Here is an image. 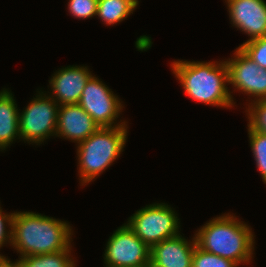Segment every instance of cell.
Instances as JSON below:
<instances>
[{
  "instance_id": "1",
  "label": "cell",
  "mask_w": 266,
  "mask_h": 267,
  "mask_svg": "<svg viewBox=\"0 0 266 267\" xmlns=\"http://www.w3.org/2000/svg\"><path fill=\"white\" fill-rule=\"evenodd\" d=\"M11 230V246L20 258L59 252L73 241L69 222L32 211L14 212Z\"/></svg>"
},
{
  "instance_id": "2",
  "label": "cell",
  "mask_w": 266,
  "mask_h": 267,
  "mask_svg": "<svg viewBox=\"0 0 266 267\" xmlns=\"http://www.w3.org/2000/svg\"><path fill=\"white\" fill-rule=\"evenodd\" d=\"M171 70L189 98L205 105L231 108L235 104L228 87L226 61H182L171 63Z\"/></svg>"
},
{
  "instance_id": "3",
  "label": "cell",
  "mask_w": 266,
  "mask_h": 267,
  "mask_svg": "<svg viewBox=\"0 0 266 267\" xmlns=\"http://www.w3.org/2000/svg\"><path fill=\"white\" fill-rule=\"evenodd\" d=\"M194 236L200 249L237 265L249 264L253 258L255 236L252 228L233 214L225 213L209 220Z\"/></svg>"
},
{
  "instance_id": "4",
  "label": "cell",
  "mask_w": 266,
  "mask_h": 267,
  "mask_svg": "<svg viewBox=\"0 0 266 267\" xmlns=\"http://www.w3.org/2000/svg\"><path fill=\"white\" fill-rule=\"evenodd\" d=\"M127 129L128 126L99 127L87 139L76 144L81 186L94 181L118 159L126 144Z\"/></svg>"
},
{
  "instance_id": "5",
  "label": "cell",
  "mask_w": 266,
  "mask_h": 267,
  "mask_svg": "<svg viewBox=\"0 0 266 267\" xmlns=\"http://www.w3.org/2000/svg\"><path fill=\"white\" fill-rule=\"evenodd\" d=\"M126 224L150 248L167 238L180 234V221L177 213L165 202H155L137 210L129 217Z\"/></svg>"
},
{
  "instance_id": "6",
  "label": "cell",
  "mask_w": 266,
  "mask_h": 267,
  "mask_svg": "<svg viewBox=\"0 0 266 267\" xmlns=\"http://www.w3.org/2000/svg\"><path fill=\"white\" fill-rule=\"evenodd\" d=\"M37 92L36 98L19 112V132L22 141L40 145L56 135L59 104L47 92Z\"/></svg>"
},
{
  "instance_id": "7",
  "label": "cell",
  "mask_w": 266,
  "mask_h": 267,
  "mask_svg": "<svg viewBox=\"0 0 266 267\" xmlns=\"http://www.w3.org/2000/svg\"><path fill=\"white\" fill-rule=\"evenodd\" d=\"M78 104L100 127L127 126L128 122L124 120L117 123L124 105L118 96L95 75L87 81Z\"/></svg>"
},
{
  "instance_id": "8",
  "label": "cell",
  "mask_w": 266,
  "mask_h": 267,
  "mask_svg": "<svg viewBox=\"0 0 266 267\" xmlns=\"http://www.w3.org/2000/svg\"><path fill=\"white\" fill-rule=\"evenodd\" d=\"M151 248L125 223L109 237L104 267H143L150 262Z\"/></svg>"
},
{
  "instance_id": "9",
  "label": "cell",
  "mask_w": 266,
  "mask_h": 267,
  "mask_svg": "<svg viewBox=\"0 0 266 267\" xmlns=\"http://www.w3.org/2000/svg\"><path fill=\"white\" fill-rule=\"evenodd\" d=\"M228 68V84L234 89L254 97V100L266 99V69L258 66L239 47L234 57L225 60Z\"/></svg>"
},
{
  "instance_id": "10",
  "label": "cell",
  "mask_w": 266,
  "mask_h": 267,
  "mask_svg": "<svg viewBox=\"0 0 266 267\" xmlns=\"http://www.w3.org/2000/svg\"><path fill=\"white\" fill-rule=\"evenodd\" d=\"M232 26L252 40L266 36V2L264 0H226Z\"/></svg>"
},
{
  "instance_id": "11",
  "label": "cell",
  "mask_w": 266,
  "mask_h": 267,
  "mask_svg": "<svg viewBox=\"0 0 266 267\" xmlns=\"http://www.w3.org/2000/svg\"><path fill=\"white\" fill-rule=\"evenodd\" d=\"M49 80L52 97L59 106L77 104L82 91L92 76L87 66H67L56 71Z\"/></svg>"
},
{
  "instance_id": "12",
  "label": "cell",
  "mask_w": 266,
  "mask_h": 267,
  "mask_svg": "<svg viewBox=\"0 0 266 267\" xmlns=\"http://www.w3.org/2000/svg\"><path fill=\"white\" fill-rule=\"evenodd\" d=\"M99 127L78 103L59 106L56 137H63L79 144Z\"/></svg>"
},
{
  "instance_id": "13",
  "label": "cell",
  "mask_w": 266,
  "mask_h": 267,
  "mask_svg": "<svg viewBox=\"0 0 266 267\" xmlns=\"http://www.w3.org/2000/svg\"><path fill=\"white\" fill-rule=\"evenodd\" d=\"M195 236L187 240L178 234L151 247L150 261L157 267H192Z\"/></svg>"
},
{
  "instance_id": "14",
  "label": "cell",
  "mask_w": 266,
  "mask_h": 267,
  "mask_svg": "<svg viewBox=\"0 0 266 267\" xmlns=\"http://www.w3.org/2000/svg\"><path fill=\"white\" fill-rule=\"evenodd\" d=\"M20 139L19 110L10 90L0 91V151Z\"/></svg>"
},
{
  "instance_id": "15",
  "label": "cell",
  "mask_w": 266,
  "mask_h": 267,
  "mask_svg": "<svg viewBox=\"0 0 266 267\" xmlns=\"http://www.w3.org/2000/svg\"><path fill=\"white\" fill-rule=\"evenodd\" d=\"M139 5L138 0H98L97 15L106 25L122 22Z\"/></svg>"
},
{
  "instance_id": "16",
  "label": "cell",
  "mask_w": 266,
  "mask_h": 267,
  "mask_svg": "<svg viewBox=\"0 0 266 267\" xmlns=\"http://www.w3.org/2000/svg\"><path fill=\"white\" fill-rule=\"evenodd\" d=\"M71 247L55 253L25 256L19 258L18 263L20 267H75Z\"/></svg>"
},
{
  "instance_id": "17",
  "label": "cell",
  "mask_w": 266,
  "mask_h": 267,
  "mask_svg": "<svg viewBox=\"0 0 266 267\" xmlns=\"http://www.w3.org/2000/svg\"><path fill=\"white\" fill-rule=\"evenodd\" d=\"M250 147L260 172L262 181L266 184V134L252 130L248 126Z\"/></svg>"
},
{
  "instance_id": "18",
  "label": "cell",
  "mask_w": 266,
  "mask_h": 267,
  "mask_svg": "<svg viewBox=\"0 0 266 267\" xmlns=\"http://www.w3.org/2000/svg\"><path fill=\"white\" fill-rule=\"evenodd\" d=\"M246 115L248 125L252 130L266 134V99L251 101L247 104Z\"/></svg>"
},
{
  "instance_id": "19",
  "label": "cell",
  "mask_w": 266,
  "mask_h": 267,
  "mask_svg": "<svg viewBox=\"0 0 266 267\" xmlns=\"http://www.w3.org/2000/svg\"><path fill=\"white\" fill-rule=\"evenodd\" d=\"M238 265L226 258L206 252L195 246L192 267H237ZM239 267V266H238Z\"/></svg>"
},
{
  "instance_id": "20",
  "label": "cell",
  "mask_w": 266,
  "mask_h": 267,
  "mask_svg": "<svg viewBox=\"0 0 266 267\" xmlns=\"http://www.w3.org/2000/svg\"><path fill=\"white\" fill-rule=\"evenodd\" d=\"M239 48L258 66L266 69V36L246 40Z\"/></svg>"
},
{
  "instance_id": "21",
  "label": "cell",
  "mask_w": 266,
  "mask_h": 267,
  "mask_svg": "<svg viewBox=\"0 0 266 267\" xmlns=\"http://www.w3.org/2000/svg\"><path fill=\"white\" fill-rule=\"evenodd\" d=\"M68 12L78 19H88L97 15L98 0H69Z\"/></svg>"
},
{
  "instance_id": "22",
  "label": "cell",
  "mask_w": 266,
  "mask_h": 267,
  "mask_svg": "<svg viewBox=\"0 0 266 267\" xmlns=\"http://www.w3.org/2000/svg\"><path fill=\"white\" fill-rule=\"evenodd\" d=\"M13 214L14 213L5 214V212L0 207V248H2L3 245L7 244V242L9 243V246L11 245ZM0 257H4V255L0 254Z\"/></svg>"
},
{
  "instance_id": "23",
  "label": "cell",
  "mask_w": 266,
  "mask_h": 267,
  "mask_svg": "<svg viewBox=\"0 0 266 267\" xmlns=\"http://www.w3.org/2000/svg\"><path fill=\"white\" fill-rule=\"evenodd\" d=\"M0 267H20L18 260H16V262H12L10 261V259L6 258V256L4 257H0Z\"/></svg>"
},
{
  "instance_id": "24",
  "label": "cell",
  "mask_w": 266,
  "mask_h": 267,
  "mask_svg": "<svg viewBox=\"0 0 266 267\" xmlns=\"http://www.w3.org/2000/svg\"><path fill=\"white\" fill-rule=\"evenodd\" d=\"M143 267H157V266L150 261L146 265H144Z\"/></svg>"
}]
</instances>
